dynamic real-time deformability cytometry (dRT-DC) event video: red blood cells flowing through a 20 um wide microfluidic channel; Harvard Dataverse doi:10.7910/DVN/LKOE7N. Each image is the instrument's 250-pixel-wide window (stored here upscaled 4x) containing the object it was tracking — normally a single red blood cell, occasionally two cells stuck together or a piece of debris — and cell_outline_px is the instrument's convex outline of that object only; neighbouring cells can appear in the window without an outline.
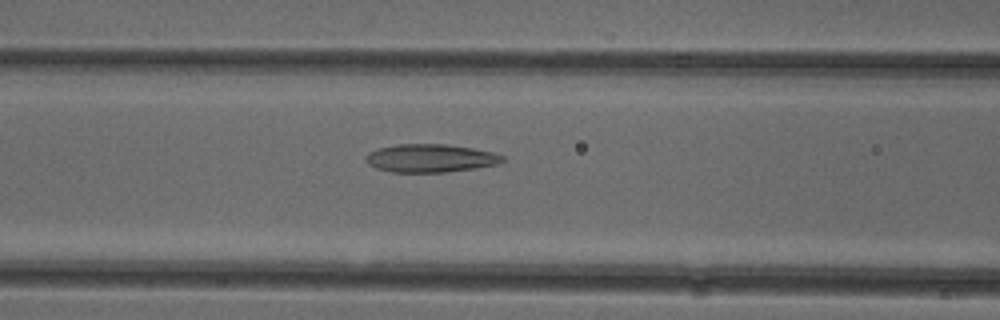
{"species": "common noctule bat (a hibernating species)", "species_latin": "Nyctalus noctula", "temperature_condition": "cold", "stored_images_in_passage": 35, "camera_frame_rate_fps": 3000, "um_per_image_px": 0.085, "animal": {"sex": "female"}, "frame": {"image": 1, "passage_image": 14, "time_ms": 4.333, "image_size_px": [1000, 320], "cell_outline_px": [[508, 160], [500, 164], [476, 168], [444, 172], [392, 172], [376, 168], [368, 164], [364, 160], [364, 156], [368, 152], [380, 148], [400, 144], [448, 144], [472, 148], [492, 152], [504, 156]], "centroid_in_image_um": [36.61, 13.45], "position_along_channel_um": 130.0, "area_um2": 22.6}}
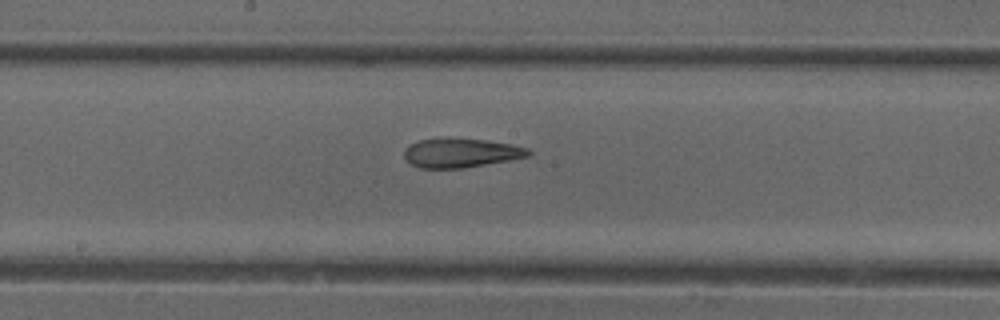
{"frame": {"image": 2, "passage_image": 20, "time_ms": 6.333, "image_size_px": [1000, 320], "cell_outline_px": [[532, 156], [464, 168], [420, 168], [412, 164], [404, 156], [404, 148], [420, 140], [488, 140], [512, 144], [528, 148], [532, 152]], "centroid_in_image_um": [39.25, 13.03], "position_along_channel_um": 208.9, "area_um2": 20.58}}
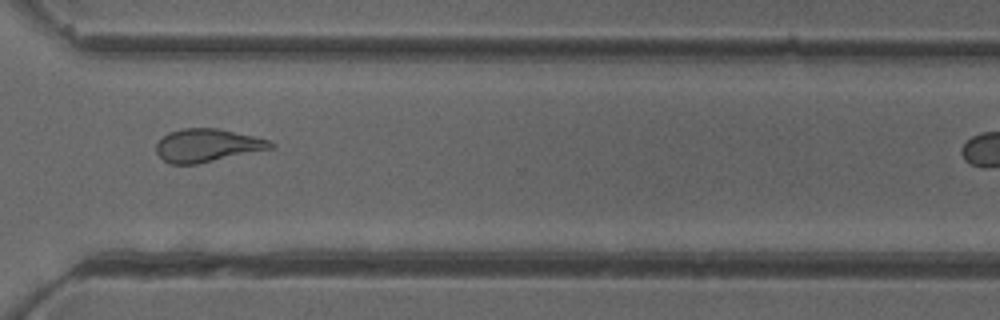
{"frame": {"image": 3, "passage_image": 31, "time_ms": 10.0, "image_size_px": [1000, 320], "cell_outline_px": [[276, 148], [196, 164], [168, 164], [156, 152], [156, 144], [168, 132], [180, 128], [216, 128], [252, 136], [268, 140], [276, 144]], "centroid_in_image_um": [17.62, 12.36], "position_along_channel_um": 353.0, "area_um2": 22.02}}